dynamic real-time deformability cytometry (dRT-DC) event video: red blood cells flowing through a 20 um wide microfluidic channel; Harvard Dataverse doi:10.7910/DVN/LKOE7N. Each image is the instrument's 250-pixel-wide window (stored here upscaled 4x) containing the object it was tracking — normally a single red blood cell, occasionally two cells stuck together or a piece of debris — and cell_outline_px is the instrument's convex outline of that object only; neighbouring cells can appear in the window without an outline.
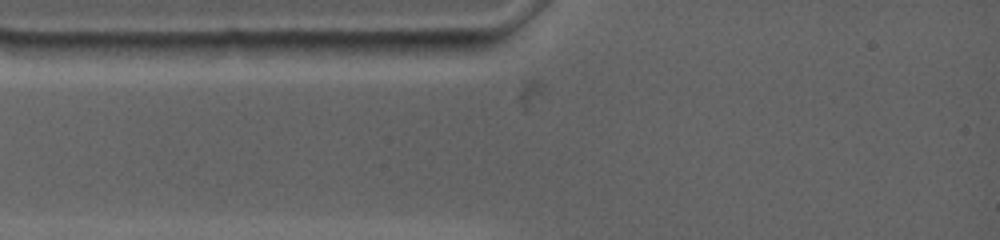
{"species": "common noctule bat (a hibernating species)", "species_latin": "Nyctalus noctula", "temperature_condition": "warm", "stored_images_in_passage": 2, "camera_frame_rate_fps": 4500, "um_per_image_px": 0.085, "animal": {"sex": "female", "body_mass_g": 19.0, "forearm_length_mm": 53.3}, "frame": {"image": 1, "passage_image": 1, "time_ms": 0.0, "image_size_px": [1000, 240], "cell_outline_px": [[160, 44], [156, 60], [48, 60], [36, 44], [76, 40], [88, 40]], "centroid_in_image_um": [8.41, 4.3], "position_along_channel_um": 76.6, "area_um2": 15.37}}